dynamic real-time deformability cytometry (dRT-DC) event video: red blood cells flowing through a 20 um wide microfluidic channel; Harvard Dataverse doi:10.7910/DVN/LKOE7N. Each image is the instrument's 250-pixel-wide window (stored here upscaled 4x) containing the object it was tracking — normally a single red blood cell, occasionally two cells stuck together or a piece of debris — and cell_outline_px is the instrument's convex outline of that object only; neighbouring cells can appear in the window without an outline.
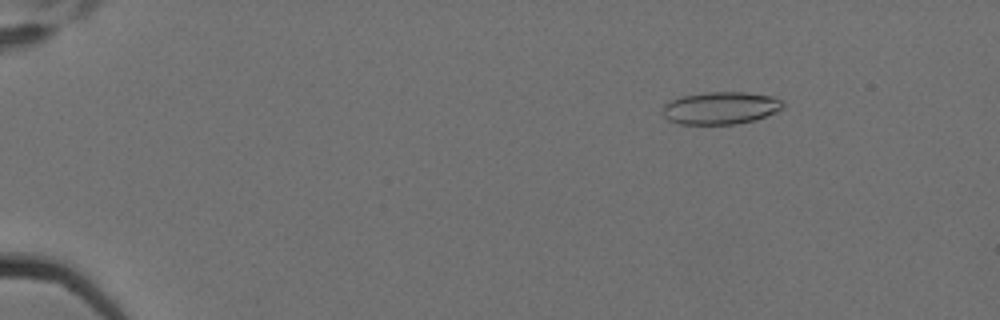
{"species": "Egyptian fruit bat (a non-hibernating species)", "species_latin": "Rousettus aegyptiacus", "temperature_condition": "cold", "stored_images_in_passage": 5, "camera_frame_rate_fps": 3000, "um_per_image_px": 0.085, "animal": {"sex": "female"}, "frame": {"image": 1, "passage_image": 1, "time_ms": 0.0, "image_size_px": [1000, 320], "cell_outline_px": [[784, 108], [776, 112], [756, 120], [736, 124], [680, 124], [668, 120], [664, 116], [664, 104], [680, 96], [708, 92], [744, 92], [772, 96], [780, 100], [784, 104]], "centroid_in_image_um": [61.27, 9.18], "position_along_channel_um": 23.7, "area_um2": 22.77}}
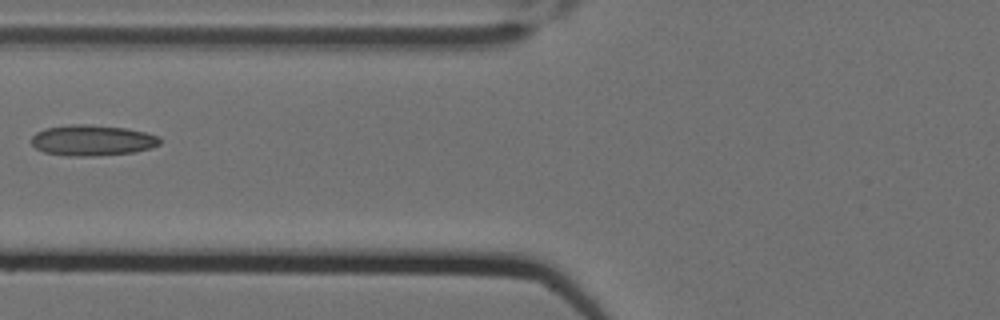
{"frame": {"image": 2, "passage_image": 5, "time_ms": 1.333, "image_size_px": [1000, 320], "cell_outline_px": [[160, 144], [136, 152], [92, 156], [64, 156], [44, 152], [36, 148], [32, 144], [32, 136], [36, 132], [44, 128], [72, 124], [88, 124], [124, 128], [144, 132], [156, 136], [160, 140]], "centroid_in_image_um": [7.79, 11.93], "position_along_channel_um": 118.0, "area_um2": 22.95}}